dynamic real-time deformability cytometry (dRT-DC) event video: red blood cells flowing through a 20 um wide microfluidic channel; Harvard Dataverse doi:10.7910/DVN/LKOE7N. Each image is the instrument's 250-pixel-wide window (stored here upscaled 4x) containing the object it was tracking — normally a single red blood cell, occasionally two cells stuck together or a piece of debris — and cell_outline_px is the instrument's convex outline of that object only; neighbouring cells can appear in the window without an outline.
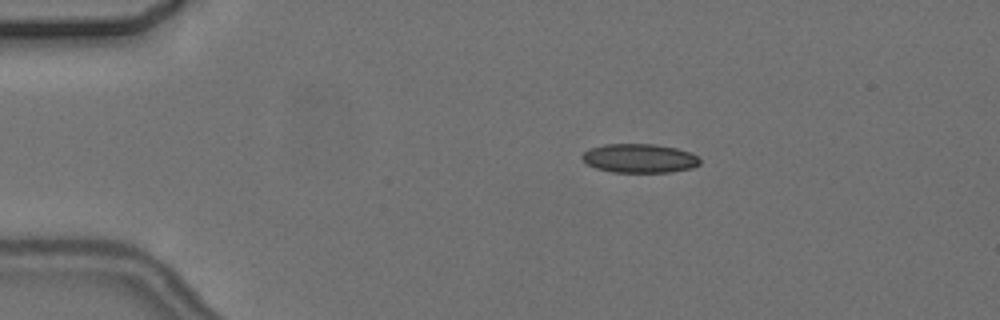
{"species": "common noctule bat (a hibernating species)", "species_latin": "Nyctalus noctula", "temperature_condition": "cold", "stored_images_in_passage": 10, "camera_frame_rate_fps": 3000, "um_per_image_px": 0.085, "animal": {"sex": "female", "body_mass_g": 24.6, "forearm_length_mm": 56.2}, "frame": {"image": 1, "passage_image": 4, "time_ms": 3.333, "image_size_px": [1000, 320], "cell_outline_px": [[700, 164], [692, 168], [668, 172], [612, 172], [596, 168], [588, 164], [580, 156], [584, 152], [592, 148], [604, 144], [656, 144], [676, 148], [688, 152], [696, 156], [700, 160]], "centroid_in_image_um": [54.35, 13.45], "position_along_channel_um": 30.7, "area_um2": 19.71}}
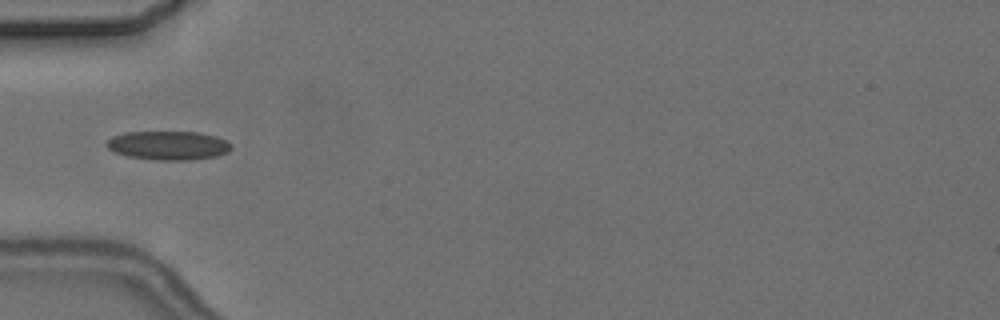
{"frame": {"image": 2, "passage_image": 6, "time_ms": 6.0, "image_size_px": [1000, 320], "cell_outline_px": [[232, 148], [228, 152], [216, 156], [192, 160], [156, 160], [128, 156], [116, 152], [108, 148], [104, 144], [112, 136], [128, 132], [200, 132], [216, 136], [232, 144]], "centroid_in_image_um": [14.32, 12.36], "position_along_channel_um": 70.7, "area_um2": 20.98}}
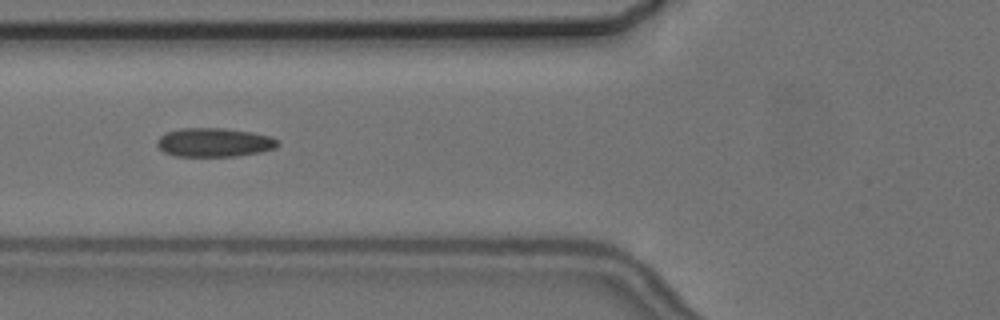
{"frame": {"image": 3, "passage_image": 7, "time_ms": 7.0, "image_size_px": [1000, 320], "cell_outline_px": [[280, 144], [276, 148], [260, 152], [236, 156], [176, 156], [164, 152], [156, 144], [156, 140], [164, 132], [180, 128], [224, 128], [252, 132], [272, 136], [280, 140]], "centroid_in_image_um": [18.23, 12.09], "position_along_channel_um": 107.6, "area_um2": 20.58}}